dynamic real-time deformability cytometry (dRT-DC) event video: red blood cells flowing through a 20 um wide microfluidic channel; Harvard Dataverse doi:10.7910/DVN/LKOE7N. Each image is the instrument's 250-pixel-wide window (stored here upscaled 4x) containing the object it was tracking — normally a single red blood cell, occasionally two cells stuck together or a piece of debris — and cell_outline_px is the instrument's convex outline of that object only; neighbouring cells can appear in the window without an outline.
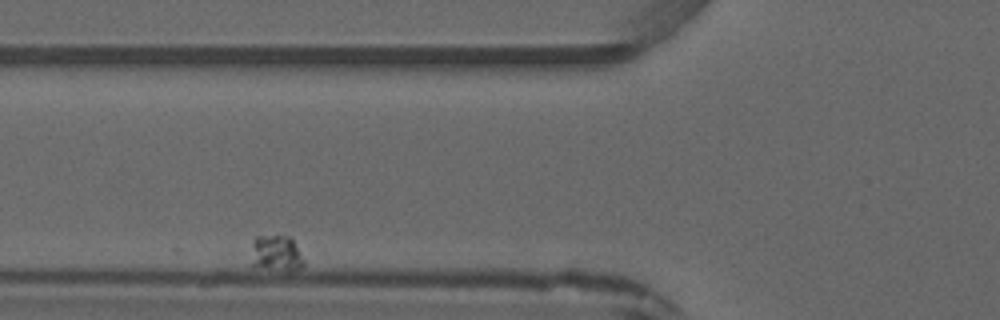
{"species": "common noctule bat (a hibernating species)", "species_latin": "Nyctalus noctula", "temperature_condition": "warm", "stored_images_in_passage": 5, "camera_frame_rate_fps": 3000, "um_per_image_px": 0.085, "animal": {"sex": "male", "forearm_length_mm": 52.5}, "frame": {"image": 1, "passage_image": 2, "time_ms": 1.333, "image_size_px": [1000, 320], "cell_outline_px": [[304, 264], [300, 268], [292, 272], [288, 272], [248, 264], [252, 240], [256, 236], [288, 236], [292, 240], [304, 260]], "centroid_in_image_um": [23.42, 21.56], "position_along_channel_um": 102.4, "area_um2": 11.33}}
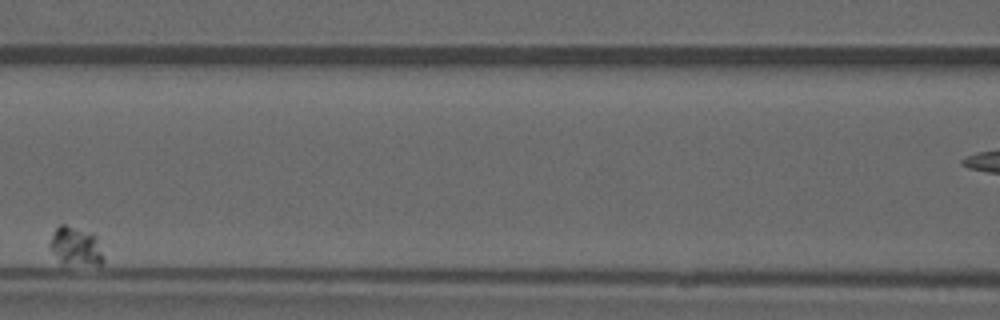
{"frame": {"image": 2, "passage_image": 4, "time_ms": 3.667, "image_size_px": [1000, 320], "cell_outline_px": [[104, 260], [100, 264], [60, 264], [52, 252], [48, 244], [56, 228], [60, 224], [64, 224], [92, 232], [96, 236], [104, 256]], "centroid_in_image_um": [6.42, 20.93], "position_along_channel_um": 160.2, "area_um2": 12.2}}